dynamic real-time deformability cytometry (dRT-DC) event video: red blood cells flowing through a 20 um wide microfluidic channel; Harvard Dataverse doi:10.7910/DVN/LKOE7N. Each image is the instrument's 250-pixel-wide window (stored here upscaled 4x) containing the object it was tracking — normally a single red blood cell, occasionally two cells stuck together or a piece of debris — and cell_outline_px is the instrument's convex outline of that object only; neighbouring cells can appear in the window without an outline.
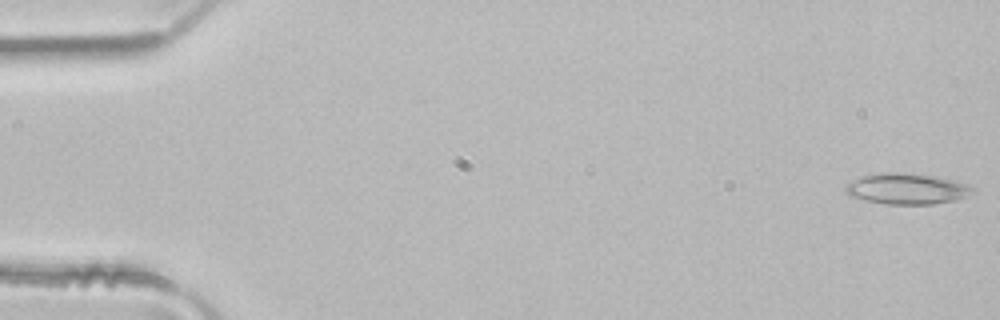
{"species": "common noctule bat (a hibernating species)", "species_latin": "Nyctalus noctula", "temperature_condition": "room temperature", "stored_images_in_passage": 5, "camera_frame_rate_fps": 3000, "um_per_image_px": 0.085, "animal": {"sex": "male", "body_mass_g": 21.5, "forearm_length_mm": 52.0}, "frame": {"image": 1, "passage_image": 1, "time_ms": 0.0, "image_size_px": [1000, 320], "cell_outline_px": [[976, 192], [956, 200], [932, 204], [884, 204], [864, 200], [848, 196], [844, 192], [844, 184], [852, 180], [864, 176], [884, 172], [896, 172], [932, 176], [952, 180], [968, 184], [976, 188]], "centroid_in_image_um": [77.06, 16.06], "position_along_channel_um": 7.9, "area_um2": 23.0}}
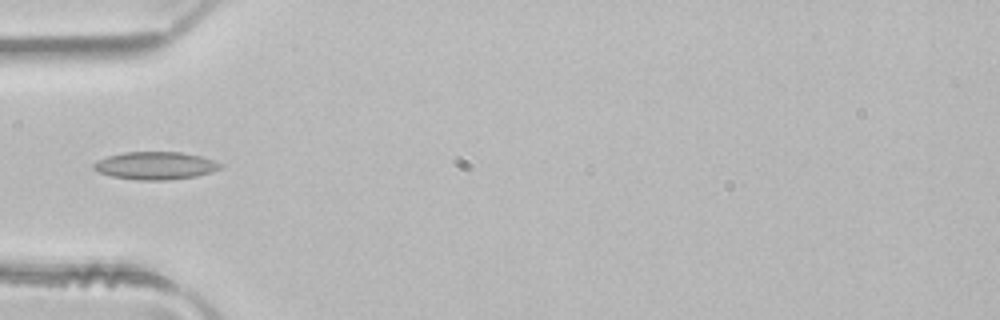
{"frame": {"image": 2, "passage_image": 4, "time_ms": 1.0, "image_size_px": [1000, 320], "cell_outline_px": [[224, 164], [220, 168], [212, 172], [196, 176], [168, 180], [136, 180], [112, 176], [100, 172], [92, 168], [92, 164], [96, 160], [108, 156], [124, 152], [180, 152], [200, 156], [216, 160]], "centroid_in_image_um": [13.22, 14.08], "position_along_channel_um": 71.8, "area_um2": 20.58}}